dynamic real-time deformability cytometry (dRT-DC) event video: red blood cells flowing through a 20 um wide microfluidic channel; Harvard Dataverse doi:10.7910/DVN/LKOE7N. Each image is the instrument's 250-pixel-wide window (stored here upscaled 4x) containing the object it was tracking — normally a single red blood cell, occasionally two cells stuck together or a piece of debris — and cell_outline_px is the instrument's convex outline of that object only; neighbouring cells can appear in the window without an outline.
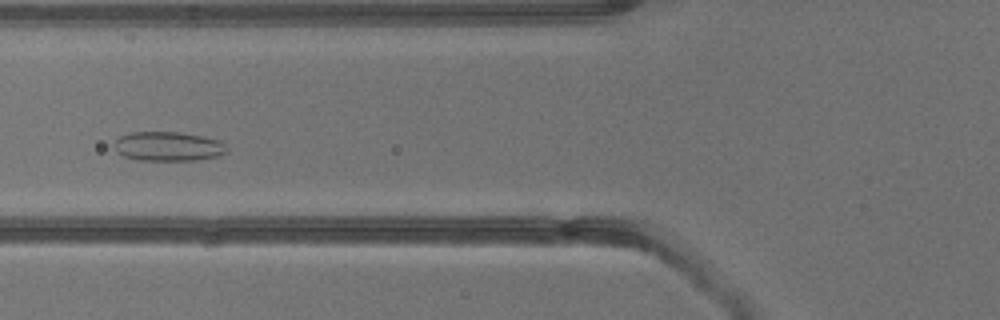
{"species": "common noctule bat (a hibernating species)", "species_latin": "Nyctalus noctula", "temperature_condition": "warm", "stored_images_in_passage": 4, "camera_frame_rate_fps": 3000, "um_per_image_px": 0.085, "animal": {"sex": "male", "body_mass_g": 13.3}, "frame": {"image": 1, "passage_image": 4, "time_ms": 3.667, "image_size_px": [1000, 320], "cell_outline_px": [[228, 148], [224, 152], [216, 156], [196, 160], [140, 160], [124, 156], [116, 152], [112, 144], [120, 136], [132, 132], [180, 132], [204, 136], [220, 140], [228, 144]], "centroid_in_image_um": [14.29, 12.43], "position_along_channel_um": 111.5, "area_um2": 19.36}}